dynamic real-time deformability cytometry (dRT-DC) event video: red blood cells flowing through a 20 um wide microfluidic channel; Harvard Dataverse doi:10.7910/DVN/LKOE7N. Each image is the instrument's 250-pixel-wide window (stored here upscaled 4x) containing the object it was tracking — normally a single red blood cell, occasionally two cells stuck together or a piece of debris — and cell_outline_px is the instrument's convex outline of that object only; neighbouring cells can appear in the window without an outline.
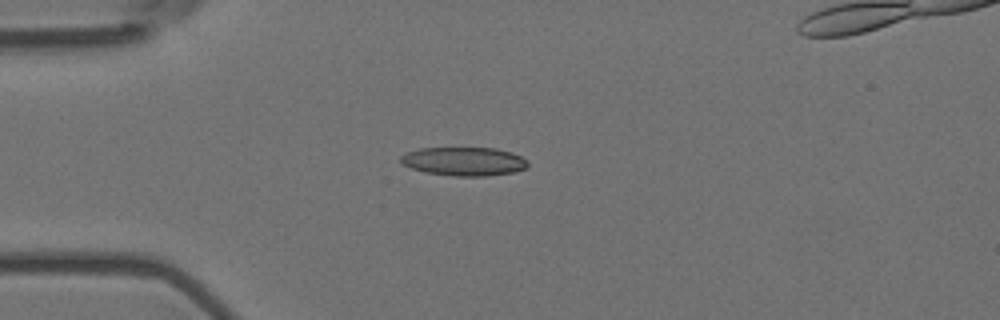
{"species": "Egyptian fruit bat (a non-hibernating species)", "species_latin": "Rousettus aegyptiacus", "temperature_condition": "room temperature", "stored_images_in_passage": 7, "camera_frame_rate_fps": 3000, "um_per_image_px": 0.085, "animal": {"sex": "female"}, "frame": {"image": 1, "passage_image": 4, "time_ms": 1.0, "image_size_px": [1000, 320], "cell_outline_px": [[528, 168], [512, 172], [488, 176], [452, 176], [424, 172], [400, 164], [400, 156], [408, 152], [420, 148], [496, 148], [512, 152], [528, 160]], "centroid_in_image_um": [39.44, 13.72], "position_along_channel_um": 45.6, "area_um2": 21.39}}
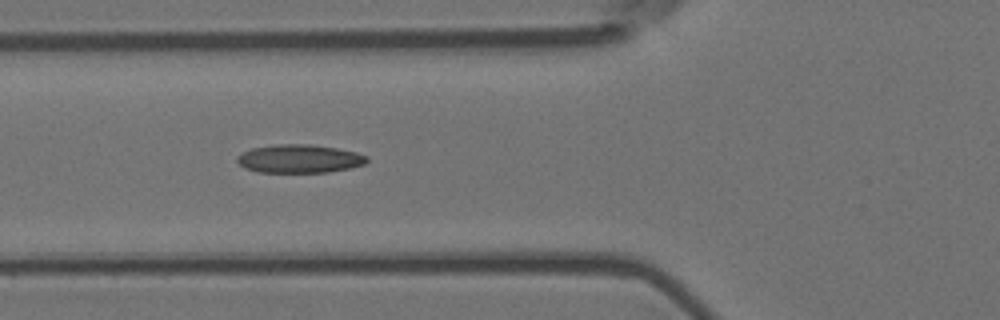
{"frame": {"image": 2, "passage_image": 6, "time_ms": 1.667, "image_size_px": [1000, 320], "cell_outline_px": [[368, 160], [364, 164], [348, 168], [328, 172], [256, 172], [244, 168], [236, 160], [236, 156], [240, 152], [252, 148], [276, 144], [312, 144], [336, 148], [356, 152], [368, 156]], "centroid_in_image_um": [25.4, 13.48], "position_along_channel_um": 100.4, "area_um2": 21.56}}
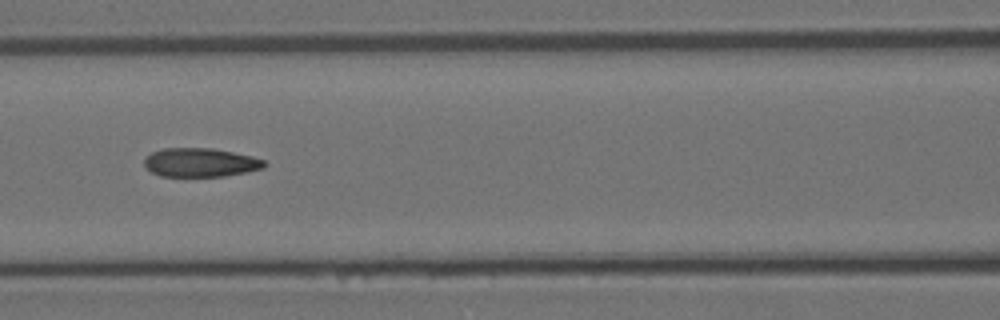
{"frame": {"image": 3, "passage_image": 7, "time_ms": 2.0, "image_size_px": [1000, 320], "cell_outline_px": [[268, 164], [264, 168], [248, 172], [224, 176], [160, 176], [152, 172], [144, 164], [144, 160], [152, 152], [164, 148], [212, 148], [252, 156], [264, 160]], "centroid_in_image_um": [17.07, 13.81], "position_along_channel_um": 149.5, "area_um2": 20.11}}